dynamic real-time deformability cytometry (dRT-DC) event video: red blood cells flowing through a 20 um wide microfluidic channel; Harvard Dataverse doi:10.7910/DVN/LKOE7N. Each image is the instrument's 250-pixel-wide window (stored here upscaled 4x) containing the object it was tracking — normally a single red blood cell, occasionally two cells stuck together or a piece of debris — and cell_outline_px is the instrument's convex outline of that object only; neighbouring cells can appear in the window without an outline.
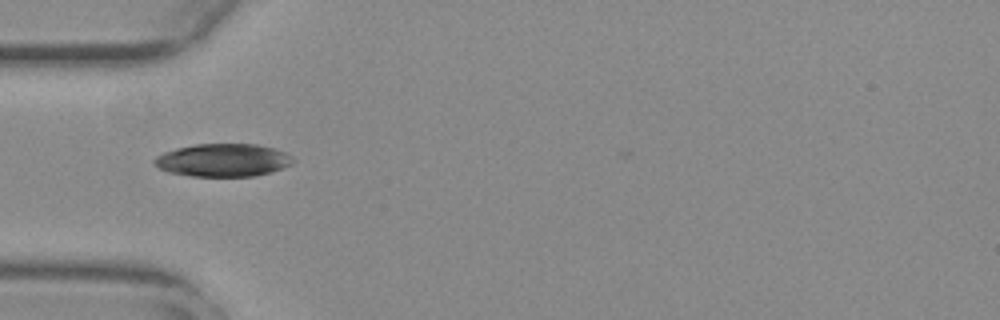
{"species": "common noctule bat (a hibernating species)", "species_latin": "Nyctalus noctula", "temperature_condition": "warm", "stored_images_in_passage": 30, "camera_frame_rate_fps": 3000, "um_per_image_px": 0.085, "animal": {"sex": "female", "body_mass_g": 29.2, "forearm_length_mm": 56.3}, "frame": {"image": 1, "passage_image": 1, "time_ms": 0.0, "image_size_px": [1000, 320], "cell_outline_px": [[292, 164], [268, 172], [252, 176], [192, 176], [168, 172], [160, 168], [152, 160], [156, 156], [164, 152], [176, 148], [196, 144], [256, 144], [272, 148], [284, 152], [292, 156]], "centroid_in_image_um": [18.91, 13.6], "position_along_channel_um": 66.1, "area_um2": 26.24}}
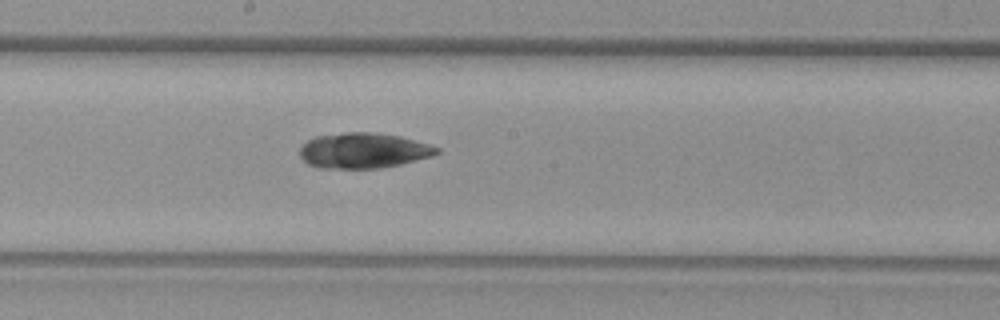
{"frame": {"image": 2, "passage_image": 13, "time_ms": 4.0, "image_size_px": [1000, 320], "cell_outline_px": [[440, 152], [432, 156], [400, 164], [380, 168], [320, 168], [308, 164], [300, 156], [300, 148], [308, 140], [316, 136], [344, 132], [372, 132], [400, 136], [428, 144], [440, 148]], "centroid_in_image_um": [30.89, 12.79], "position_along_channel_um": 217.3, "area_um2": 28.15}}
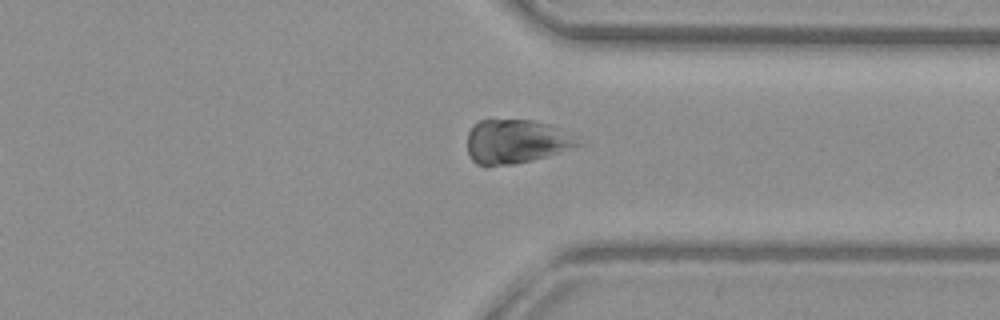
{"frame": {"image": 3, "passage_image": 25, "time_ms": 8.0, "image_size_px": [1000, 320], "cell_outline_px": [[588, 144], [532, 160], [516, 164], [488, 168], [484, 168], [476, 164], [468, 156], [468, 132], [472, 124], [488, 116], [532, 120], [548, 124], [572, 132]], "centroid_in_image_um": [43.88, 12.0], "position_along_channel_um": 367.5, "area_um2": 30.17}, "authors_computed_cell_mechanics": {"area_um2": 28.1197, "velocity_mm_per_s": 3.7733, "shape_relaxation_time_tau1_ms": 5.3407, "shape_relaxation_time_tau2_ms": 6.5835, "deformation_change_tau1": 0.057, "deformation_change_tau2": 0.1017}}